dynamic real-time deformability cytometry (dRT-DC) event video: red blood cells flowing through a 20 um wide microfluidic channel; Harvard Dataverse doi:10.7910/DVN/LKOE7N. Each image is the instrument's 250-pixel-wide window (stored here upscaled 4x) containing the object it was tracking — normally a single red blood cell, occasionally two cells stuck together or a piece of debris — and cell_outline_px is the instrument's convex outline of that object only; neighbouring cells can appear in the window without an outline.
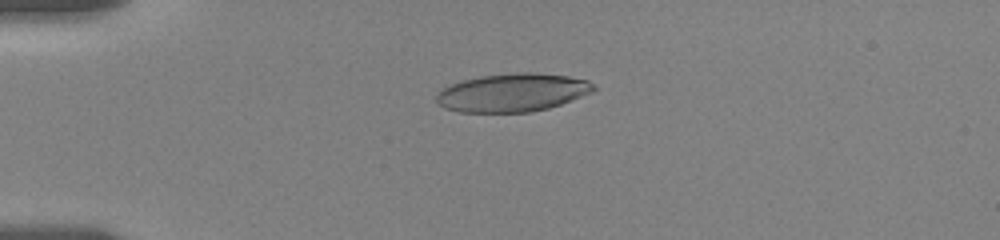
{"species": "human", "species_latin": "Homo sapiens", "temperature_condition": "room temperature", "stored_images_in_passage": 20, "camera_frame_rate_fps": 3000, "um_per_image_px": 0.085, "donor": {"sex": "female"}, "frame": {"image": 1, "passage_image": 12, "time_ms": 4.667, "image_size_px": [1000, 240], "cell_outline_px": [[596, 88], [592, 92], [560, 104], [548, 108], [528, 112], [460, 112], [444, 108], [436, 104], [436, 92], [460, 80], [480, 76], [516, 72], [532, 72], [568, 76], [588, 80]], "centroid_in_image_um": [43.51, 7.86], "position_along_channel_um": 41.5, "area_um2": 35.08}}
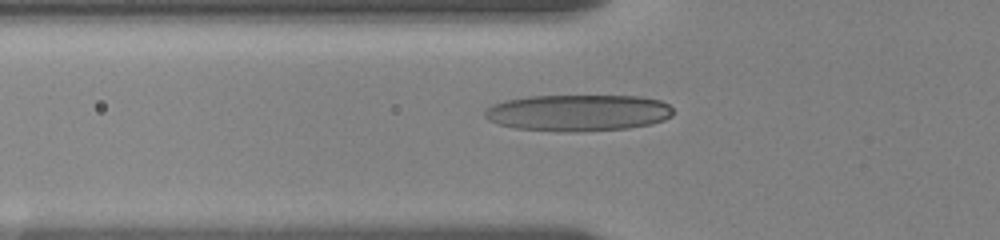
{"frame": {"image": 2, "passage_image": 17, "time_ms": 6.667, "image_size_px": [1000, 240], "cell_outline_px": [[672, 116], [664, 120], [652, 124], [628, 128], [576, 132], [568, 132], [516, 128], [500, 124], [488, 120], [484, 116], [484, 112], [492, 104], [508, 100], [528, 96], [640, 96], [660, 100], [668, 104], [672, 108]], "centroid_in_image_um": [49.17, 9.58], "position_along_channel_um": 76.6, "area_um2": 40.11}}
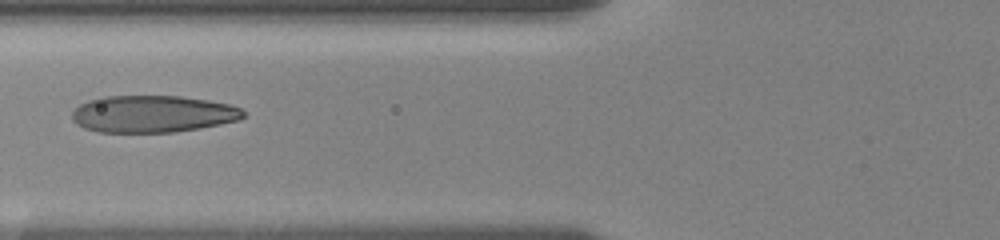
{"frame": {"image": 3, "passage_image": 19, "time_ms": 7.667, "image_size_px": [1000, 240], "cell_outline_px": [[244, 116], [236, 120], [220, 124], [200, 128], [172, 132], [96, 132], [84, 128], [76, 124], [72, 120], [72, 112], [80, 104], [88, 100], [104, 96], [180, 96], [208, 100], [228, 104], [240, 108], [244, 112]], "centroid_in_image_um": [12.93, 9.68], "position_along_channel_um": 112.9, "area_um2": 36.88}}